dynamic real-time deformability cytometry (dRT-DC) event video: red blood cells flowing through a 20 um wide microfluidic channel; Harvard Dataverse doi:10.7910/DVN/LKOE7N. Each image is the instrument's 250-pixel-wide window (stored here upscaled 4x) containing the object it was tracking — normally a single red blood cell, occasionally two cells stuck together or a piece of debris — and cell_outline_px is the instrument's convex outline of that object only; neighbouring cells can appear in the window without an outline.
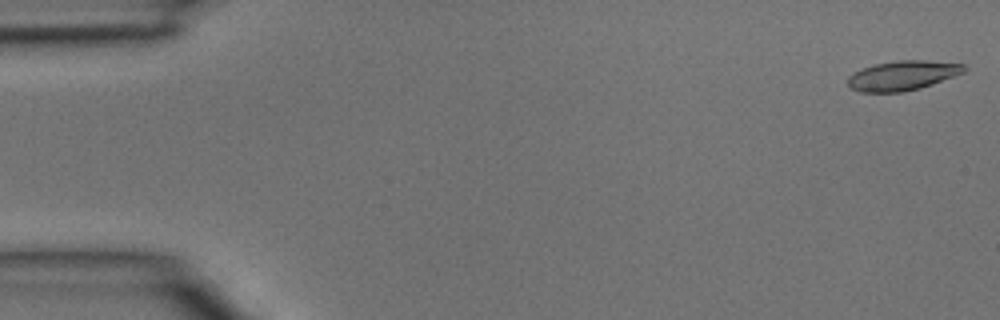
{"species": "common noctule bat (a hibernating species)", "species_latin": "Nyctalus noctula", "temperature_condition": "room temperature", "stored_images_in_passage": 5, "segment_of_instrument_passage": [1, 2], "camera_frame_rate_fps": 3000, "um_per_image_px": 0.085, "animal": {"sex": "male", "body_mass_g": 15.6}, "frame": {"image": 1, "passage_image": 1, "time_ms": 0.0, "image_size_px": [1000, 320], "cell_outline_px": [[968, 68], [964, 72], [932, 84], [920, 88], [904, 92], [860, 92], [852, 88], [848, 84], [848, 76], [864, 68], [876, 64], [900, 60], [924, 60], [964, 64]], "centroid_in_image_um": [76.74, 6.42], "position_along_channel_um": 8.3, "area_um2": 19.83}}